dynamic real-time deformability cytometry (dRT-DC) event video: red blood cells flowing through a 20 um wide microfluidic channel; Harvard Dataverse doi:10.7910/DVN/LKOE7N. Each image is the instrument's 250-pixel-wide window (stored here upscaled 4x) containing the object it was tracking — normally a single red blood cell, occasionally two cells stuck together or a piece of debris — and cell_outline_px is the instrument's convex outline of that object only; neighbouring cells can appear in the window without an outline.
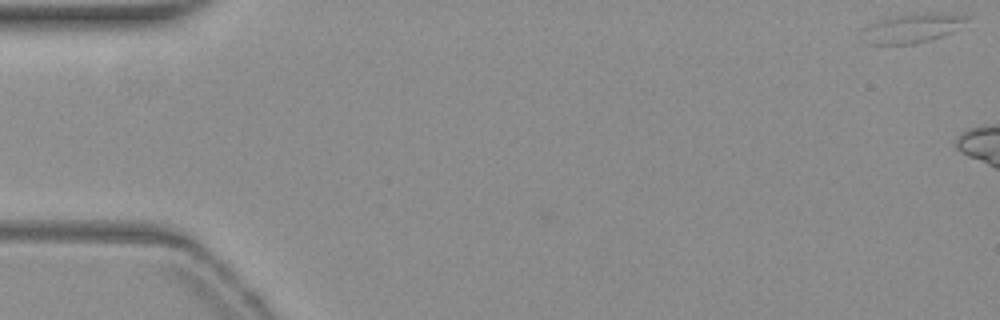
{"species": "common noctule bat (a hibernating species)", "species_latin": "Nyctalus noctula", "temperature_condition": "warm", "stored_images_in_passage": 6, "camera_frame_rate_fps": 3000, "um_per_image_px": 0.085, "animal": {"sex": "female", "body_mass_g": 19.3, "forearm_length_mm": 54.1}, "frame": {"image": 1, "passage_image": 1, "time_ms": 0.0, "image_size_px": [1000, 320], "cell_outline_px": [[972, 16], [952, 32], [944, 36], [912, 44], [868, 44], [860, 40], [860, 32], [864, 28], [888, 16], [924, 12], [940, 12]], "centroid_in_image_um": [77.5, 2.38], "position_along_channel_um": 7.5, "area_um2": 18.15}}